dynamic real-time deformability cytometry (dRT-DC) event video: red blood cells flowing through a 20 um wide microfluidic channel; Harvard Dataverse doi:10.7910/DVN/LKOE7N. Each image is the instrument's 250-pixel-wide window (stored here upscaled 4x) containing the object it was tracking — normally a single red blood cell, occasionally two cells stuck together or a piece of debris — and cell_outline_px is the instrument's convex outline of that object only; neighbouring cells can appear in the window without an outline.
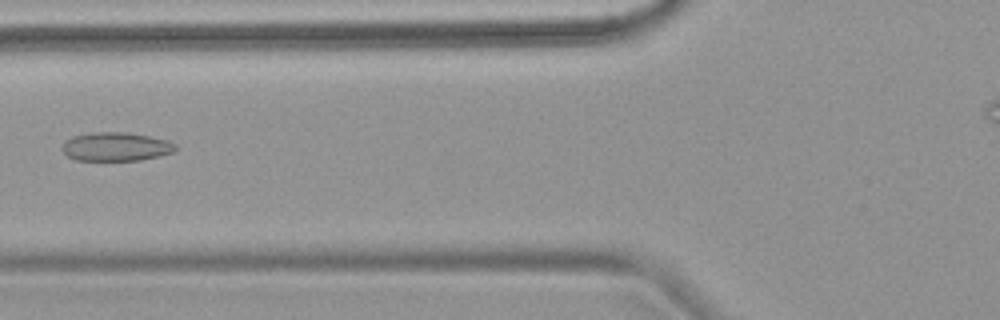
{"species": "common noctule bat (a hibernating species)", "species_latin": "Nyctalus noctula", "temperature_condition": "warm", "stored_images_in_passage": 6, "camera_frame_rate_fps": 3000, "um_per_image_px": 0.085, "animal": {"sex": "female", "body_mass_g": 18.4}, "frame": {"image": 1, "passage_image": 6, "time_ms": 6.0, "image_size_px": [1000, 320], "cell_outline_px": [[176, 148], [172, 152], [160, 156], [140, 160], [76, 160], [68, 156], [60, 148], [64, 140], [72, 136], [92, 132], [128, 132], [168, 140], [176, 144]], "centroid_in_image_um": [9.82, 12.46], "position_along_channel_um": 116.0, "area_um2": 19.07}}